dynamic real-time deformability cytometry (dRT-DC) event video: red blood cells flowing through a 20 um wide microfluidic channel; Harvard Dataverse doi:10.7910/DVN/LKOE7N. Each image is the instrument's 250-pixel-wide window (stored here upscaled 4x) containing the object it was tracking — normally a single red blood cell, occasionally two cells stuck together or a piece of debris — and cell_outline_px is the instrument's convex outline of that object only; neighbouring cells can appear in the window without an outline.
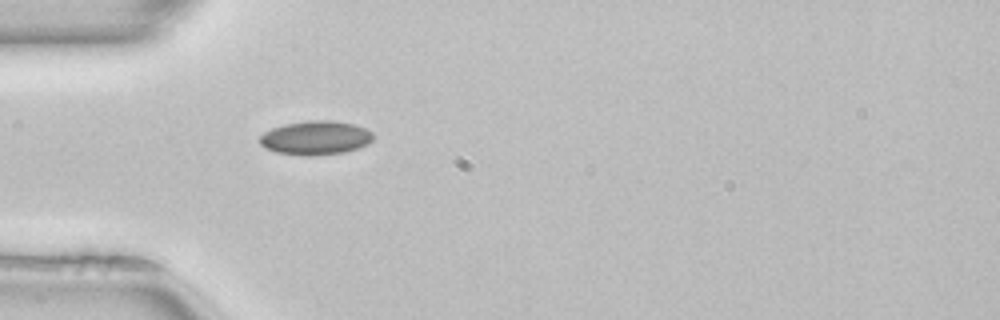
{"species": "common noctule bat (a hibernating species)", "species_latin": "Nyctalus noctula", "temperature_condition": "room temperature", "stored_images_in_passage": 50, "camera_frame_rate_fps": 3000, "um_per_image_px": 0.085, "animal": {"sex": "female", "body_mass_g": 22.7, "forearm_length_mm": 54.2}, "frame": {"image": 1, "passage_image": 15, "time_ms": 4.667, "image_size_px": [1000, 320], "cell_outline_px": [[372, 140], [368, 144], [344, 152], [312, 156], [304, 156], [276, 152], [264, 148], [260, 144], [260, 136], [264, 132], [272, 128], [284, 124], [308, 120], [332, 120], [356, 124], [372, 132]], "centroid_in_image_um": [26.81, 11.71], "position_along_channel_um": 58.2, "area_um2": 22.54}}